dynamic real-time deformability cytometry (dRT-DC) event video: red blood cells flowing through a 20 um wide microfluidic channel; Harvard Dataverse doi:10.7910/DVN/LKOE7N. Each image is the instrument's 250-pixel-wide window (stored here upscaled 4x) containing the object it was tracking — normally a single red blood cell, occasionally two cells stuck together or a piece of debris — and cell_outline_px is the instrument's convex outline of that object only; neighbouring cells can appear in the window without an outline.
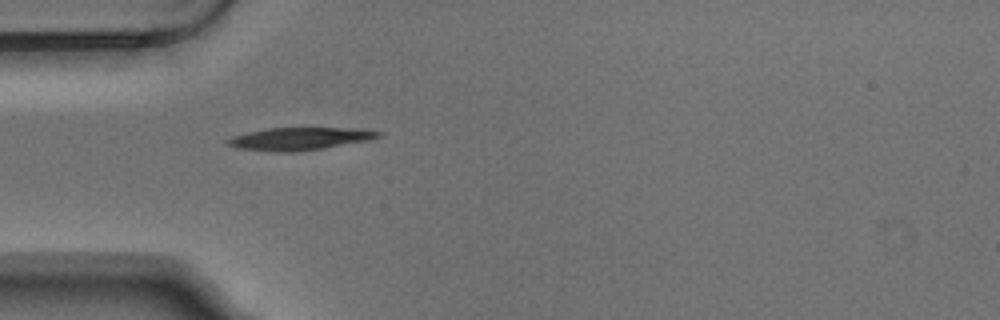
{"species": "Egyptian fruit bat (a non-hibernating species)", "species_latin": "Rousettus aegyptiacus", "temperature_condition": "warm", "stored_images_in_passage": 9, "camera_frame_rate_fps": 3000, "um_per_image_px": 0.085, "animal": {"sex": "male"}, "frame": {"image": 1, "passage_image": 4, "time_ms": 1.0, "image_size_px": [1000, 320], "cell_outline_px": [[384, 132], [380, 136], [368, 140], [324, 148], [292, 152], [276, 152], [236, 148], [228, 144], [224, 140], [232, 136], [248, 132], [268, 128], [356, 128]], "centroid_in_image_um": [25.44, 11.79], "position_along_channel_um": 59.6, "area_um2": 19.83}}
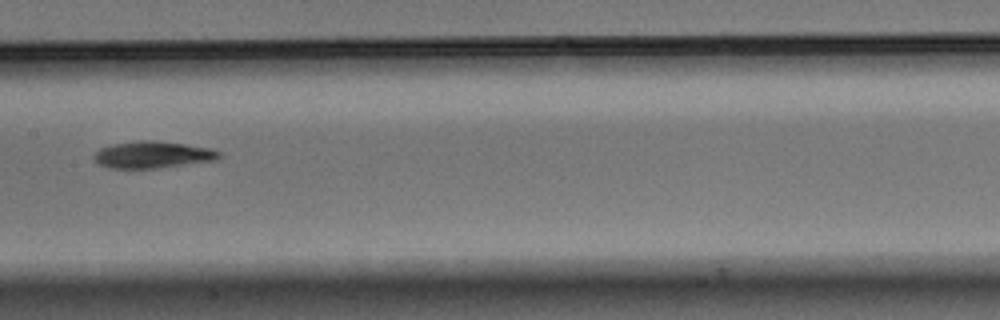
{"frame": {"image": 2, "passage_image": 7, "time_ms": 2.0, "image_size_px": [1000, 320], "cell_outline_px": [[220, 156], [216, 160], [156, 168], [108, 168], [100, 164], [92, 156], [100, 148], [116, 144], [140, 140], [152, 140], [184, 144], [212, 148], [220, 152]], "centroid_in_image_um": [12.99, 13.15], "position_along_channel_um": 194.4, "area_um2": 19.31}}
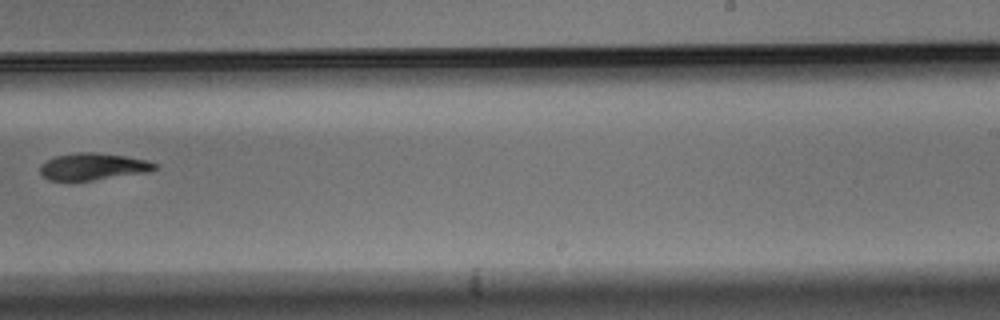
{"frame": {"image": 3, "passage_image": 9, "time_ms": 2.667, "image_size_px": [1000, 320], "cell_outline_px": [[160, 168], [148, 172], [92, 180], [48, 180], [40, 172], [40, 164], [56, 156], [80, 152], [92, 152], [124, 156], [148, 160], [160, 164]], "centroid_in_image_um": [7.97, 14.16], "position_along_channel_um": 281.0, "area_um2": 17.92}}